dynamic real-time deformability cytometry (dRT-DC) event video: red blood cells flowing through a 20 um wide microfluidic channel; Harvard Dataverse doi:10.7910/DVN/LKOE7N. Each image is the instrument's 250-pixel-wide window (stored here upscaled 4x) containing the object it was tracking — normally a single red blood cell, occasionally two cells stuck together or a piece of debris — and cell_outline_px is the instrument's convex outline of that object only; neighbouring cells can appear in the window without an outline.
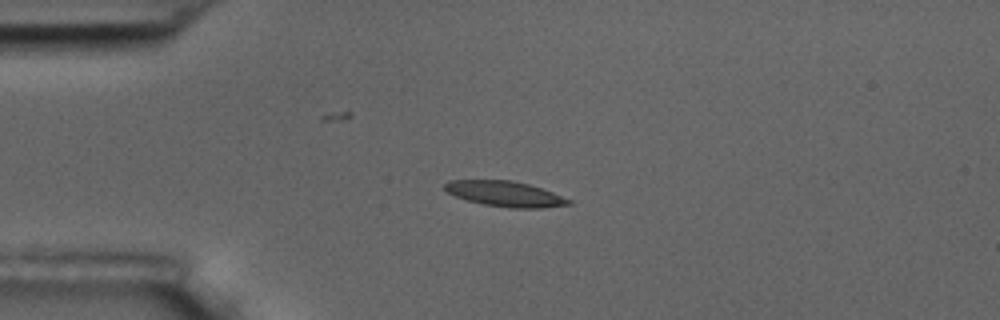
{"species": "common noctule bat (a hibernating species)", "species_latin": "Nyctalus noctula", "temperature_condition": "room temperature", "stored_images_in_passage": 14, "camera_frame_rate_fps": 3000, "um_per_image_px": 0.085, "animal": {"sex": "male", "body_mass_g": 17.5, "forearm_length_mm": 52.3}, "frame": {"image": 1, "passage_image": 3, "time_ms": 3.0, "image_size_px": [1000, 320], "cell_outline_px": [[572, 204], [540, 208], [512, 208], [484, 204], [468, 200], [456, 196], [448, 192], [444, 188], [444, 184], [448, 180], [512, 180], [528, 184], [552, 192], [572, 200]], "centroid_in_image_um": [42.94, 16.47], "position_along_channel_um": 42.1, "area_um2": 18.15}}
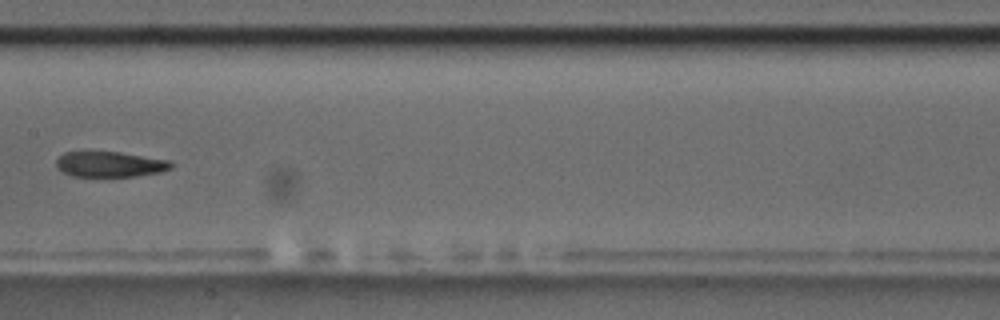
{"frame": {"image": 2, "passage_image": 7, "time_ms": 8.0, "image_size_px": [1000, 320], "cell_outline_px": [[172, 168], [160, 172], [136, 176], [72, 176], [64, 172], [56, 164], [56, 160], [64, 152], [84, 148], [120, 152], [168, 160], [172, 164]], "centroid_in_image_um": [9.27, 13.91], "position_along_channel_um": 198.1, "area_um2": 17.57}}
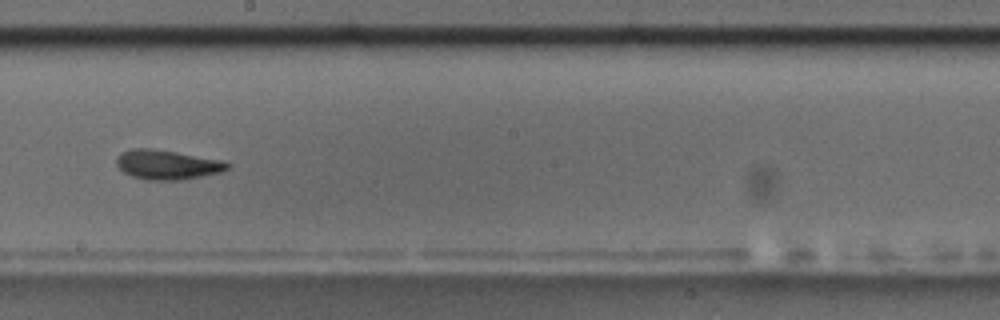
{"frame": {"image": 3, "passage_image": 8, "time_ms": 9.0, "image_size_px": [1000, 320], "cell_outline_px": [[228, 168], [220, 172], [180, 180], [148, 180], [132, 176], [124, 172], [116, 164], [116, 156], [120, 152], [132, 148], [148, 148], [176, 152], [220, 160], [228, 164]], "centroid_in_image_um": [14.13, 13.99], "position_along_channel_um": 234.1, "area_um2": 18.79}, "authors_computed_cell_mechanics": {"area_um2": 18.1492, "velocity_mm_per_s": 3.5982, "shape_relaxation_time_tau1_ms": 4.5165, "shape_relaxation_time_tau2_ms": 5.6231, "deformation_change_tau1": 0.1281, "deformation_change_tau2": 0.1453}}